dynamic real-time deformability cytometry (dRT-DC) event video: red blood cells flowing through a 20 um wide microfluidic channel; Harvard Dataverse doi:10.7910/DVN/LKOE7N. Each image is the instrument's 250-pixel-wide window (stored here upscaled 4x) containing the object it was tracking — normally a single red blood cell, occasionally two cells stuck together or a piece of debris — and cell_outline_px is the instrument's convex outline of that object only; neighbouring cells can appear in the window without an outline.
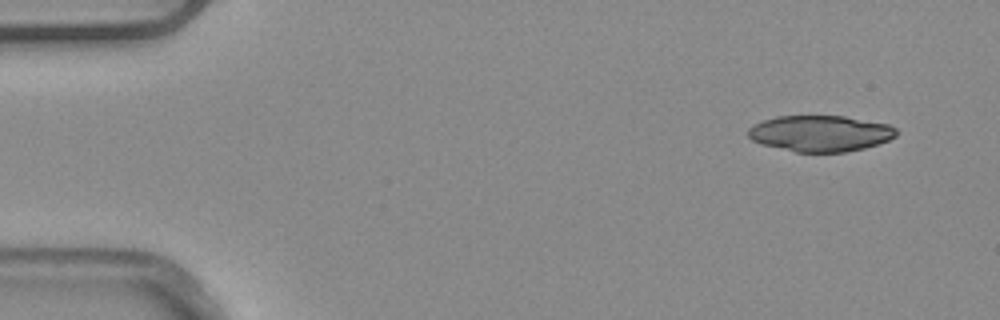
{"species": "common noctule bat (a hibernating species)", "species_latin": "Nyctalus noctula", "temperature_condition": "warm", "stored_images_in_passage": 4, "camera_frame_rate_fps": 3000, "um_per_image_px": 0.085, "animal": {"sex": "male", "body_mass_g": 20.4}, "frame": {"image": 1, "passage_image": 1, "time_ms": 0.0, "image_size_px": [1000, 320], "cell_outline_px": [[900, 132], [896, 136], [888, 140], [864, 148], [844, 152], [796, 152], [760, 144], [752, 140], [748, 136], [748, 128], [764, 120], [776, 116], [844, 116], [888, 124], [896, 128]], "centroid_in_image_um": [69.73, 11.34], "position_along_channel_um": 15.3, "area_um2": 31.15}}